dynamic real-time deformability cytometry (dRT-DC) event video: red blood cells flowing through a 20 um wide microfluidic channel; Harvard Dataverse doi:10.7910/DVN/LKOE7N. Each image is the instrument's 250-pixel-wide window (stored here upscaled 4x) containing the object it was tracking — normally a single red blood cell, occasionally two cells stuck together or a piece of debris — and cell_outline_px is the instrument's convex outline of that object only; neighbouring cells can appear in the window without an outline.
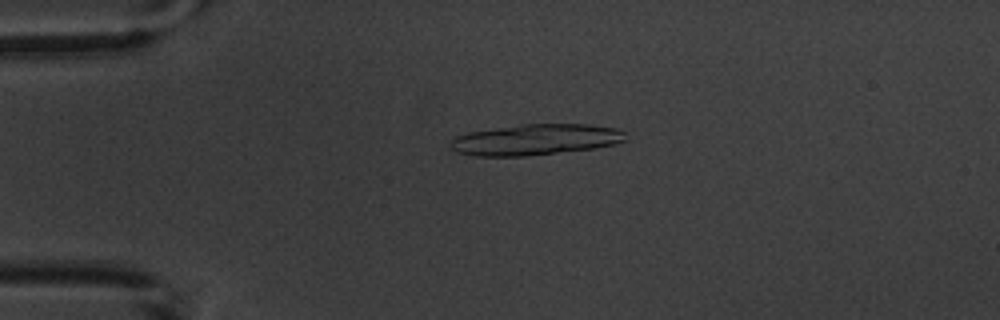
{"species": "common noctule bat (a hibernating species)", "species_latin": "Nyctalus noctula", "temperature_condition": "warm", "stored_images_in_passage": 5, "camera_frame_rate_fps": 3000, "um_per_image_px": 0.085, "animal": {"sex": "male", "body_mass_g": 20.1, "forearm_length_mm": 53.5}, "frame": {"image": 1, "passage_image": 4, "time_ms": 3.333, "image_size_px": [1000, 320], "cell_outline_px": [[624, 140], [612, 144], [596, 148], [524, 156], [476, 156], [460, 152], [448, 148], [448, 144], [456, 136], [468, 132], [520, 124], [588, 124], [616, 128], [624, 132]], "centroid_in_image_um": [45.47, 11.86], "position_along_channel_um": 39.5, "area_um2": 31.44}}